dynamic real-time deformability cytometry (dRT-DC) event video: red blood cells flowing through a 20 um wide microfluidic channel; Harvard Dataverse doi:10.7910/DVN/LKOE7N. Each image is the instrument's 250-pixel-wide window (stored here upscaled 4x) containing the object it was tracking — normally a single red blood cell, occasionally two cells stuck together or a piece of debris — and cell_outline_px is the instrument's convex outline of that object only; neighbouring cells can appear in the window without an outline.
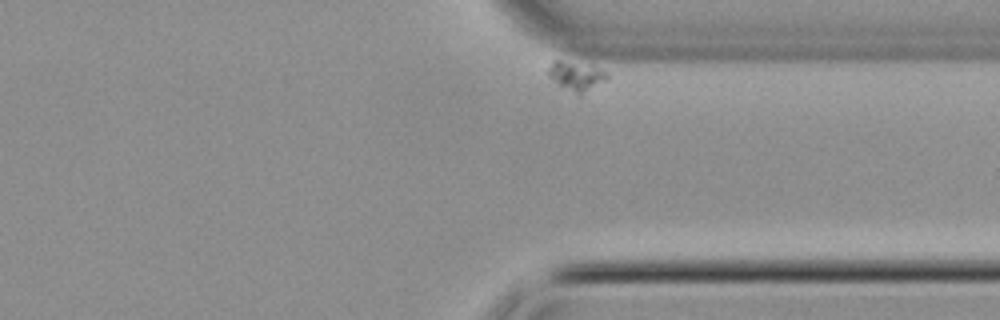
{"species": "common noctule bat (a hibernating species)", "species_latin": "Nyctalus noctula", "temperature_condition": "cold", "stored_images_in_passage": 38, "camera_frame_rate_fps": 3000, "um_per_image_px": 0.085, "animal": {"sex": "male", "body_mass_g": 21.5, "forearm_length_mm": 52.0}, "frame": {"image": 1, "passage_image": 38, "time_ms": 12.333, "image_size_px": [1000, 320], "cell_outline_px": [[608, 80], [580, 96], [560, 84], [548, 76], [548, 68], [556, 60], [560, 60], [592, 64], [608, 72]], "centroid_in_image_um": [49.08, 6.44], "position_along_channel_um": 362.3, "area_um2": 10.12}}